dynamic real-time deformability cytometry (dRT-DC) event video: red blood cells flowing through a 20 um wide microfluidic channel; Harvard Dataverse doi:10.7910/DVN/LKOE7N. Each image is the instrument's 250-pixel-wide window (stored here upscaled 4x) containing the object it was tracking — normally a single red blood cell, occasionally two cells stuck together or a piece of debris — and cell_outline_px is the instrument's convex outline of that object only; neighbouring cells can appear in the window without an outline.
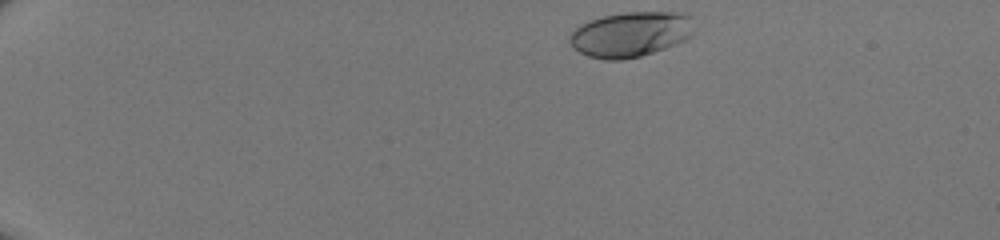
{"species": "human", "species_latin": "Homo sapiens", "temperature_condition": "room temperature", "stored_images_in_passage": 41, "camera_frame_rate_fps": 3000, "um_per_image_px": 0.085, "donor": {"sex": "male"}, "frame": {"image": 1, "passage_image": 1, "time_ms": 0.0, "image_size_px": [1000, 240], "cell_outline_px": [[692, 36], [676, 44], [640, 56], [624, 60], [604, 60], [588, 56], [572, 48], [568, 40], [568, 36], [580, 24], [588, 20], [604, 16], [624, 12], [680, 12], [692, 16]], "centroid_in_image_um": [53.57, 2.91], "position_along_channel_um": 31.4, "area_um2": 32.95}}
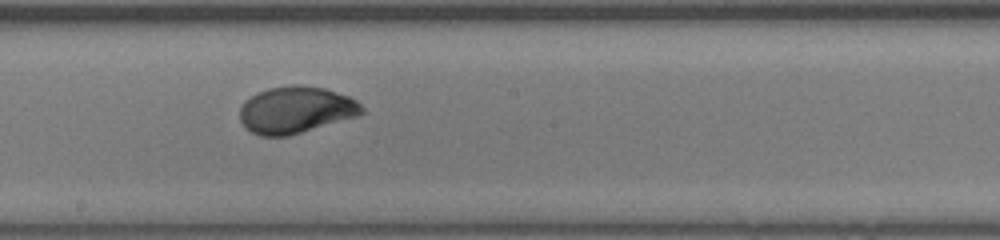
{"frame": {"image": 2, "passage_image": 22, "time_ms": 7.0, "image_size_px": [1000, 240], "cell_outline_px": [[364, 112], [360, 116], [288, 136], [260, 136], [252, 132], [240, 120], [240, 108], [244, 100], [256, 92], [268, 88], [292, 84], [300, 84], [324, 88], [348, 96], [356, 100], [364, 108]], "centroid_in_image_um": [25.16, 9.33], "position_along_channel_um": 223.0, "area_um2": 33.58}}
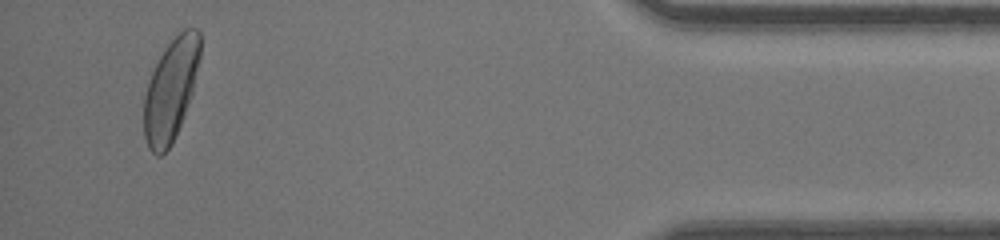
{"frame": {"image": 3, "passage_image": 39, "time_ms": 12.667, "image_size_px": [1000, 240], "cell_outline_px": [[200, 56], [192, 92], [184, 116], [172, 144], [160, 156], [156, 156], [148, 148], [144, 136], [144, 96], [152, 72], [160, 56], [168, 44], [184, 28], [196, 28], [200, 32]], "centroid_in_image_um": [14.51, 7.66], "position_along_channel_um": 420.7, "area_um2": 33.06}}